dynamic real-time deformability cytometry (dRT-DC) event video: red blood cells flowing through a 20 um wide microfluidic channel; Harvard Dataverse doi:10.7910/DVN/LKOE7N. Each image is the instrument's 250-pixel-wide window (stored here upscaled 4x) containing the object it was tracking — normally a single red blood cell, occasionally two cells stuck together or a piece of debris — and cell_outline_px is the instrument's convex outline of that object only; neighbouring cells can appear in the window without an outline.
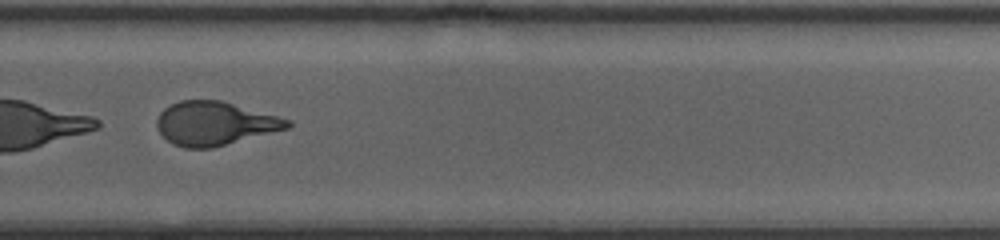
{"species": "human", "species_latin": "Homo sapiens", "temperature_condition": "warm", "stored_images_in_passage": 66, "segment_of_instrument_passage": [2, 2], "camera_frame_rate_fps": 3000, "um_per_image_px": 0.085, "donor": {"sex": "female"}, "frame": {"image": 1, "passage_image": 51, "time_ms": 16.667, "image_size_px": [1000, 240], "cell_outline_px": [[292, 124], [288, 128], [212, 148], [184, 148], [172, 144], [160, 132], [156, 124], [156, 120], [160, 112], [164, 108], [180, 100], [220, 100], [292, 120]], "centroid_in_image_um": [18.24, 10.49], "position_along_channel_um": 311.6, "area_um2": 33.0}}